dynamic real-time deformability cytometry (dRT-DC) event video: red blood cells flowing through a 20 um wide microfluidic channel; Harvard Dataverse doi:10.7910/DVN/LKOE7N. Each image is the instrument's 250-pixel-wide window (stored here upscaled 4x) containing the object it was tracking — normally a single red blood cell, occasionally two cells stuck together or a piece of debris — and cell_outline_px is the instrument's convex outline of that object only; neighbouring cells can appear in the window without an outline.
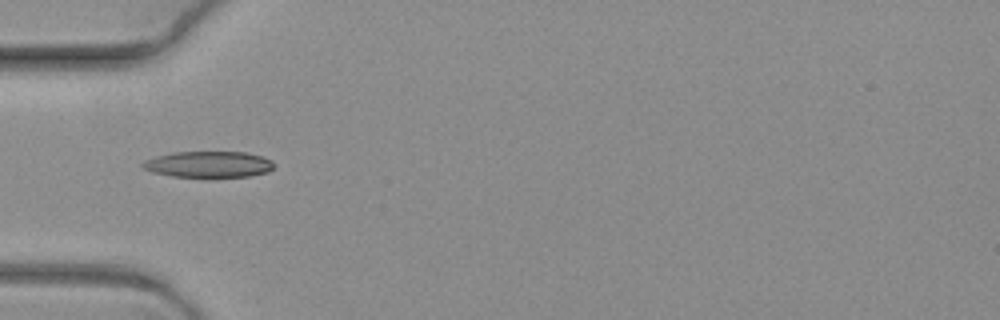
{"species": "common noctule bat (a hibernating species)", "species_latin": "Nyctalus noctula", "temperature_condition": "warm", "stored_images_in_passage": 5, "camera_frame_rate_fps": 3000, "um_per_image_px": 0.085, "animal": {"sex": "female", "body_mass_g": 19.3, "forearm_length_mm": 54.1}, "frame": {"image": 1, "passage_image": 2, "time_ms": 0.333, "image_size_px": [1000, 320], "cell_outline_px": [[272, 168], [268, 172], [248, 176], [172, 176], [152, 172], [144, 168], [140, 164], [144, 160], [156, 156], [172, 152], [244, 152], [264, 156], [272, 160]], "centroid_in_image_um": [17.71, 13.95], "position_along_channel_um": 67.3, "area_um2": 19.83}}
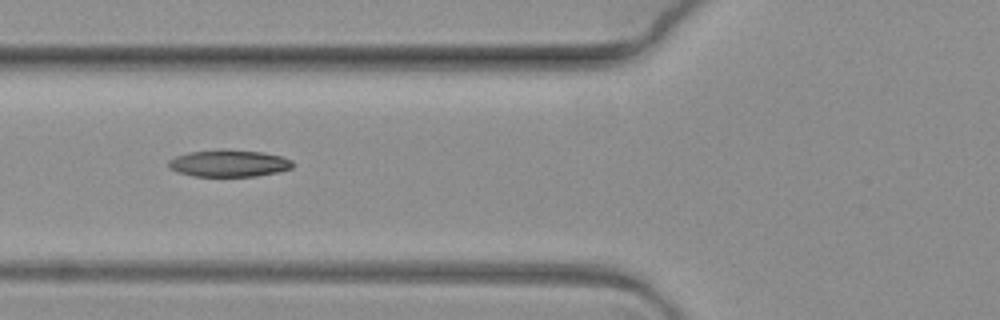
{"frame": {"image": 2, "passage_image": 3, "time_ms": 0.667, "image_size_px": [1000, 320], "cell_outline_px": [[292, 168], [280, 172], [256, 176], [192, 176], [176, 172], [168, 168], [168, 160], [176, 156], [188, 152], [224, 148], [264, 152], [280, 156], [292, 160]], "centroid_in_image_um": [19.43, 13.87], "position_along_channel_um": 106.4, "area_um2": 19.88}}
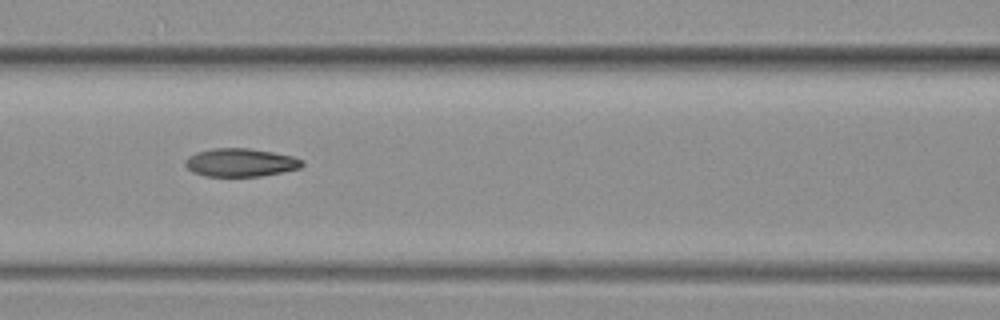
{"frame": {"image": 3, "passage_image": 4, "time_ms": 1.0, "image_size_px": [1000, 320], "cell_outline_px": [[304, 164], [300, 168], [260, 176], [204, 176], [192, 172], [184, 164], [184, 160], [188, 156], [196, 152], [216, 148], [248, 148], [272, 152], [292, 156], [300, 160]], "centroid_in_image_um": [20.39, 13.81], "position_along_channel_um": 146.2, "area_um2": 19.07}}